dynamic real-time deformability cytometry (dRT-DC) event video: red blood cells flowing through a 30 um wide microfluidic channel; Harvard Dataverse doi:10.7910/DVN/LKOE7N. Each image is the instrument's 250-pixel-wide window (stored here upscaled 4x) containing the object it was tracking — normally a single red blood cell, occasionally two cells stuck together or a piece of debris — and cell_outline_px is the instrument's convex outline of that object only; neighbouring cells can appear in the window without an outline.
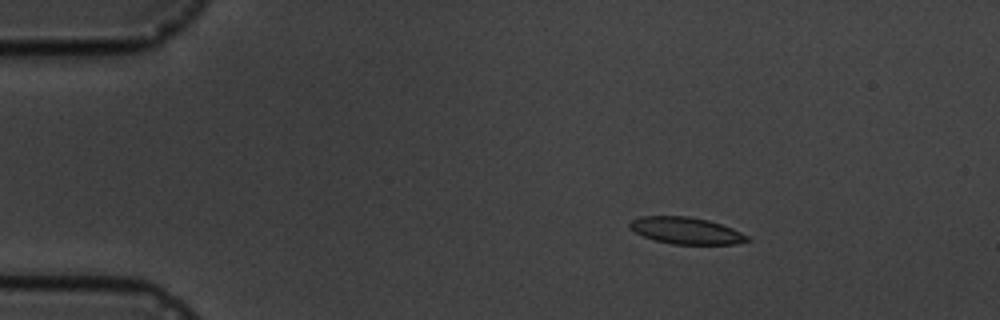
{"species": "common noctule bat (a hibernating species)", "species_latin": "Nyctalus noctula", "temperature_condition": "cold", "stored_images_in_passage": 17, "camera_frame_rate_fps": 3000, "um_per_image_px": 0.085, "animal": {"sex": "male", "body_mass_g": 19.5, "forearm_length_mm": 54.6}, "frame": {"image": 1, "passage_image": 3, "time_ms": 2.333, "image_size_px": [1000, 320], "cell_outline_px": [[752, 240], [736, 244], [672, 244], [656, 240], [644, 236], [636, 232], [628, 224], [632, 220], [640, 216], [688, 216], [708, 220], [732, 228], [748, 236]], "centroid_in_image_um": [58.35, 19.6], "position_along_channel_um": 26.7, "area_um2": 18.15}}
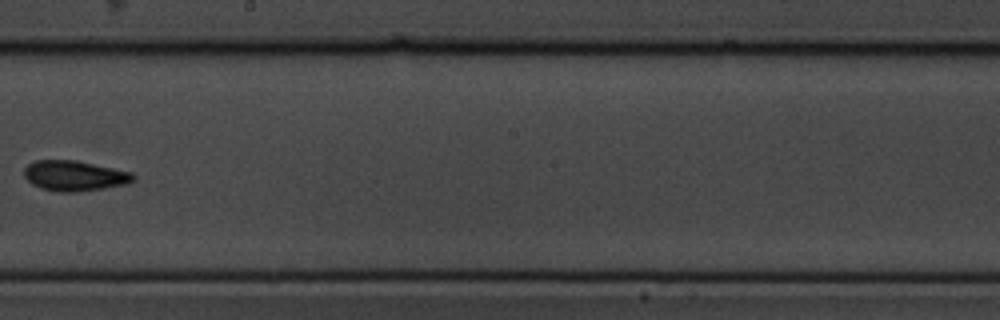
{"frame": {"image": 2, "passage_image": 10, "time_ms": 10.333, "image_size_px": [1000, 320], "cell_outline_px": [[136, 180], [128, 184], [104, 188], [76, 192], [56, 192], [40, 188], [32, 184], [24, 176], [24, 168], [28, 164], [36, 160], [76, 160], [132, 172], [136, 176]], "centroid_in_image_um": [6.35, 14.94], "position_along_channel_um": 241.8, "area_um2": 19.48}}
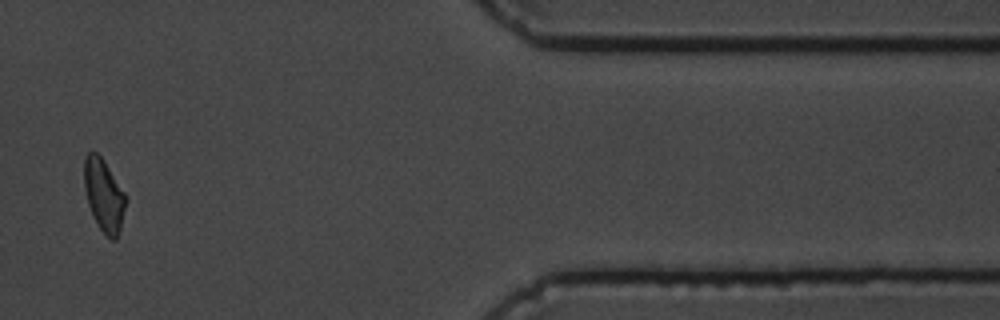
{"frame": {"image": 3, "passage_image": 15, "time_ms": 16.0, "image_size_px": [1000, 320], "cell_outline_px": [[128, 200], [120, 228], [116, 240], [112, 240], [100, 228], [92, 216], [88, 204], [84, 188], [84, 156], [92, 148], [104, 160], [124, 192]], "centroid_in_image_um": [8.82, 16.56], "position_along_channel_um": 402.6, "area_um2": 17.69}, "authors_computed_cell_mechanics": {"area_um2": 18.0336, "velocity_mm_per_s": 3.5312, "shape_relaxation_time_tau1_ms": 3.4374, "shape_relaxation_time_tau2_ms": 3.3801, "deformation_change_tau1": 0.1096, "deformation_change_tau2": 0.1003}}